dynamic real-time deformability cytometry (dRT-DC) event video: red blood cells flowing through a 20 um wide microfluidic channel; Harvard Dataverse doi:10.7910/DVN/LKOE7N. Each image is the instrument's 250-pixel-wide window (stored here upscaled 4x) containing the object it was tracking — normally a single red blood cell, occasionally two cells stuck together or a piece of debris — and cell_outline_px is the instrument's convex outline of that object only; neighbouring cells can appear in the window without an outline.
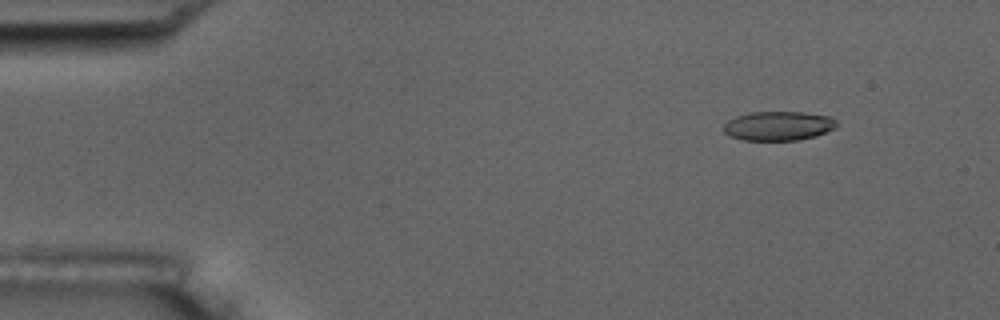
{"species": "common noctule bat (a hibernating species)", "species_latin": "Nyctalus noctula", "temperature_condition": "room temperature", "stored_images_in_passage": 4, "camera_frame_rate_fps": 3000, "um_per_image_px": 0.085, "animal": {"sex": "male", "body_mass_g": 17.5, "forearm_length_mm": 52.3}, "frame": {"image": 1, "passage_image": 2, "time_ms": 1.333, "image_size_px": [1000, 320], "cell_outline_px": [[840, 124], [836, 128], [816, 136], [800, 140], [744, 140], [728, 136], [724, 132], [724, 124], [728, 120], [736, 116], [752, 112], [804, 112], [832, 116]], "centroid_in_image_um": [66.21, 10.7], "position_along_channel_um": 18.8, "area_um2": 19.54}}
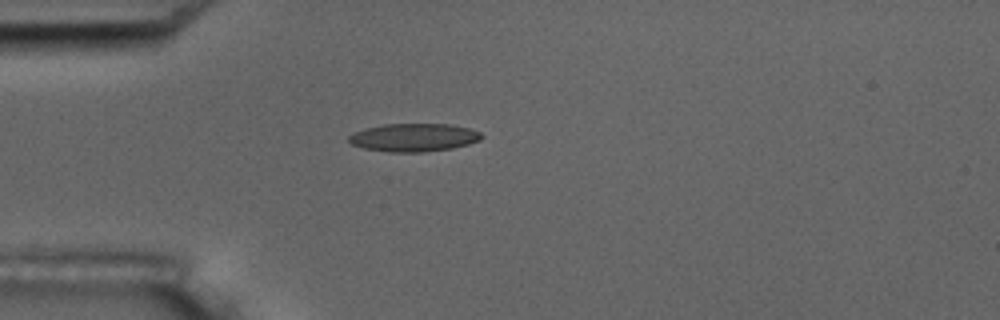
{"frame": {"image": 2, "passage_image": 4, "time_ms": 4.333, "image_size_px": [1000, 320], "cell_outline_px": [[484, 136], [480, 140], [468, 144], [452, 148], [420, 152], [388, 152], [364, 148], [352, 144], [348, 140], [348, 136], [352, 132], [384, 124], [452, 124], [468, 128], [480, 132]], "centroid_in_image_um": [35.17, 11.68], "position_along_channel_um": 49.8, "area_um2": 21.68}}